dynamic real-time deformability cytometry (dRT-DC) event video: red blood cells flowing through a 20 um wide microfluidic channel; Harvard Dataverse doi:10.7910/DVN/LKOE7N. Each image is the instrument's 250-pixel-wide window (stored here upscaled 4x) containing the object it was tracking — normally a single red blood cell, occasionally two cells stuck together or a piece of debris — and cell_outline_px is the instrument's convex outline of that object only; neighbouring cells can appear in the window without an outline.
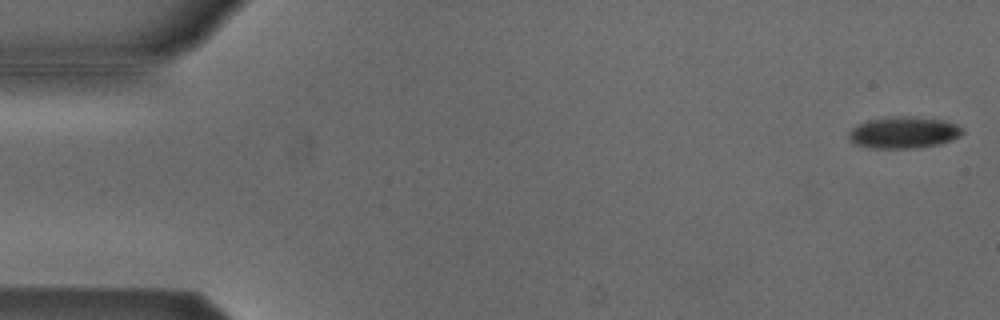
{"species": "Egyptian fruit bat (a non-hibernating species)", "species_latin": "Rousettus aegyptiacus", "temperature_condition": "cold", "stored_images_in_passage": 53, "camera_frame_rate_fps": 3000, "um_per_image_px": 0.085, "animal": {"sex": "male"}, "frame": {"image": 1, "passage_image": 1, "time_ms": 0.0, "image_size_px": [1000, 320], "cell_outline_px": [[964, 132], [960, 136], [952, 140], [940, 144], [916, 148], [872, 148], [852, 144], [848, 140], [848, 132], [856, 124], [868, 120], [900, 116], [916, 116], [948, 120], [964, 128]], "centroid_in_image_um": [76.82, 11.26], "position_along_channel_um": 8.2, "area_um2": 21.44}}
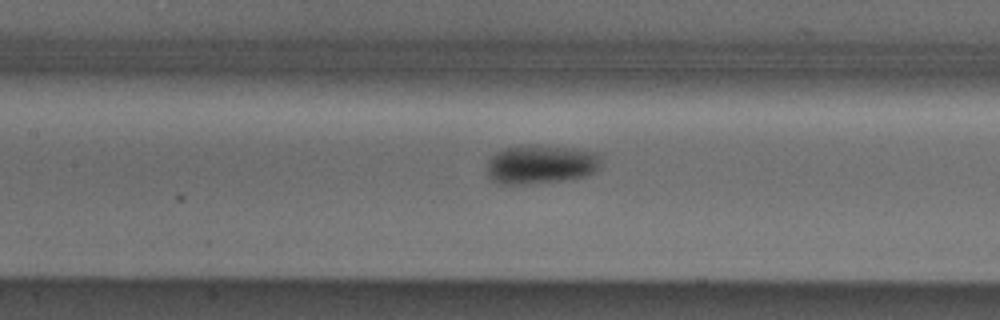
{"frame": {"image": 2, "passage_image": 24, "time_ms": 7.667, "image_size_px": [1000, 320], "cell_outline_px": [[604, 152], [600, 168], [596, 172], [584, 176], [564, 180], [528, 184], [500, 184], [492, 180], [488, 176], [488, 160], [496, 152], [504, 148], [520, 144], [536, 144], [572, 148]], "centroid_in_image_um": [46.04, 13.94], "position_along_channel_um": 161.4, "area_um2": 26.7}}
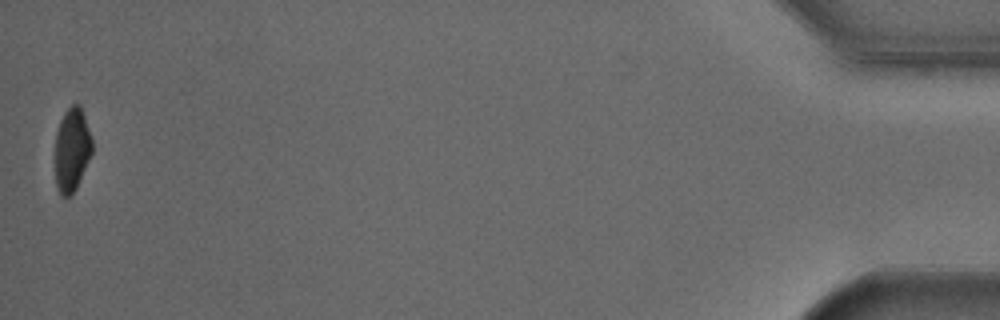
{"frame": {"image": 3, "passage_image": 53, "time_ms": 17.333, "image_size_px": [1000, 320], "cell_outline_px": [[92, 152], [76, 188], [68, 196], [60, 196], [56, 184], [56, 132], [60, 120], [64, 112], [72, 104], [80, 104], [92, 140]], "centroid_in_image_um": [6.11, 12.7], "position_along_channel_um": 429.1, "area_um2": 17.74}, "authors_computed_cell_mechanics": {"area_um2": 22.3108, "velocity_mm_per_s": 3.8066, "shape_relaxation_time_tau1_ms": 2.8979, "shape_relaxation_time_tau2_ms": null, "deformation_change_tau1": 0.0877, "deformation_change_tau2": null}}